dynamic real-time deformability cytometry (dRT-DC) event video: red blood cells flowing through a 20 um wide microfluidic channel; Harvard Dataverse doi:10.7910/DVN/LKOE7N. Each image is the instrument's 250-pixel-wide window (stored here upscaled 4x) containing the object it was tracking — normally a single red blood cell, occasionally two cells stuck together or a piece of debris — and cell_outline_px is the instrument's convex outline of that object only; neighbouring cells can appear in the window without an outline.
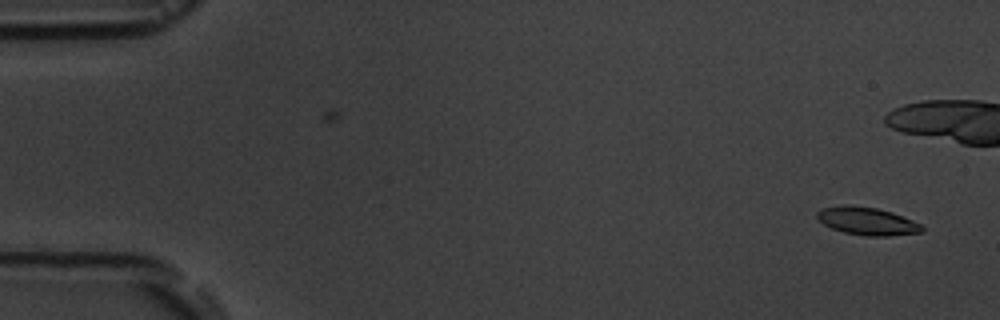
{"species": "common noctule bat (a hibernating species)", "species_latin": "Nyctalus noctula", "temperature_condition": "room temperature", "stored_images_in_passage": 2, "camera_frame_rate_fps": 3000, "um_per_image_px": 0.085, "animal": {"sex": "male", "body_mass_g": 19.5, "forearm_length_mm": 54.6}, "frame": {"image": 1, "passage_image": 2, "time_ms": 1.0, "image_size_px": [1000, 320], "cell_outline_px": [[924, 232], [888, 236], [864, 236], [844, 232], [832, 228], [824, 224], [816, 216], [816, 212], [824, 208], [876, 208], [892, 212], [912, 220], [920, 224], [924, 228]], "centroid_in_image_um": [73.79, 18.86], "position_along_channel_um": 11.2, "area_um2": 16.18}}